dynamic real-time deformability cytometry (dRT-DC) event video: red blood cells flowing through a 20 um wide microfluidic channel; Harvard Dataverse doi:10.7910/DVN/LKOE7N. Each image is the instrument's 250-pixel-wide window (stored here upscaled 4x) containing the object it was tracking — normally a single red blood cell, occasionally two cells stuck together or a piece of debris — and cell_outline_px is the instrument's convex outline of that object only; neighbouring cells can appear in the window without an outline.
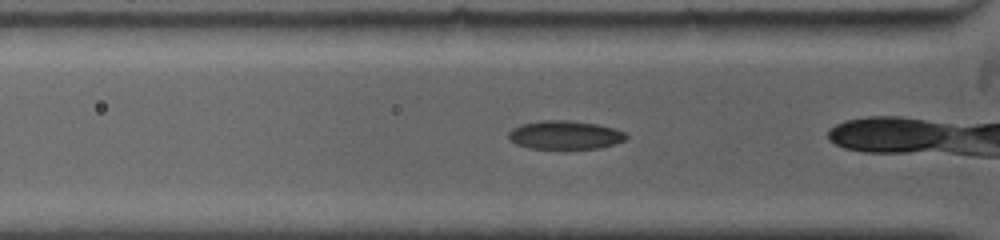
{"species": "common noctule bat (a hibernating species)", "species_latin": "Nyctalus noctula", "temperature_condition": "warm", "stored_images_in_passage": 60, "camera_frame_rate_fps": 5000, "um_per_image_px": 0.085, "animal": {"sex": "female", "body_mass_g": 19.0, "forearm_length_mm": 53.3}, "frame": {"image": 1, "passage_image": 5, "time_ms": 1.0, "image_size_px": [1000, 240], "cell_outline_px": [[628, 136], [624, 140], [616, 144], [600, 148], [564, 152], [528, 148], [516, 144], [508, 140], [508, 132], [512, 128], [520, 124], [540, 120], [568, 120], [596, 124], [616, 128], [624, 132]], "centroid_in_image_um": [48.0, 11.53], "position_along_channel_um": 77.8, "area_um2": 20.75}}
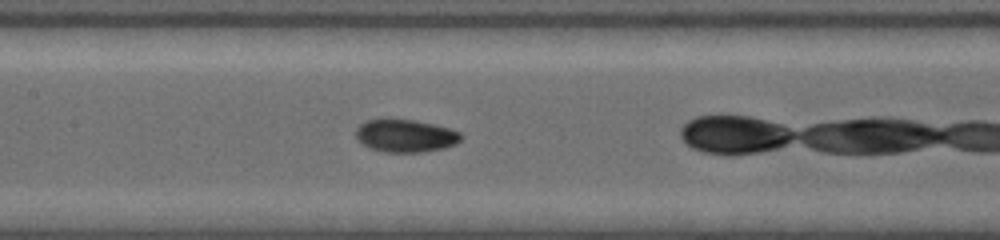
{"frame": {"image": 2, "passage_image": 15, "time_ms": 3.4, "image_size_px": [1000, 240], "cell_outline_px": [[464, 136], [456, 144], [444, 148], [420, 152], [384, 152], [368, 148], [360, 144], [356, 140], [356, 128], [364, 120], [384, 116], [388, 116], [412, 120], [432, 124], [448, 128], [460, 132]], "centroid_in_image_um": [34.38, 11.51], "position_along_channel_um": 173.0, "area_um2": 20.81}}
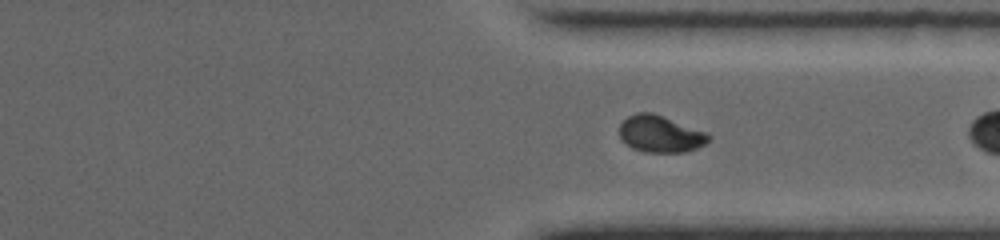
{"frame": {"image": 3, "passage_image": 34, "time_ms": 8.0, "image_size_px": [1000, 240], "cell_outline_px": [[712, 140], [696, 148], [684, 152], [644, 152], [632, 148], [620, 140], [620, 124], [628, 116], [636, 112], [652, 112], [708, 132], [712, 136]], "centroid_in_image_um": [56.15, 11.38], "position_along_channel_um": 355.3, "area_um2": 19.36}, "authors_computed_cell_mechanics": {"area_um2": 19.5653, "velocity_mm_per_s": 3.9613, "shape_relaxation_time_tau1_ms": 5.2791, "shape_relaxation_time_tau2_ms": 2.326, "deformation_change_tau1": 0.198, "deformation_change_tau2": 0.0332}}